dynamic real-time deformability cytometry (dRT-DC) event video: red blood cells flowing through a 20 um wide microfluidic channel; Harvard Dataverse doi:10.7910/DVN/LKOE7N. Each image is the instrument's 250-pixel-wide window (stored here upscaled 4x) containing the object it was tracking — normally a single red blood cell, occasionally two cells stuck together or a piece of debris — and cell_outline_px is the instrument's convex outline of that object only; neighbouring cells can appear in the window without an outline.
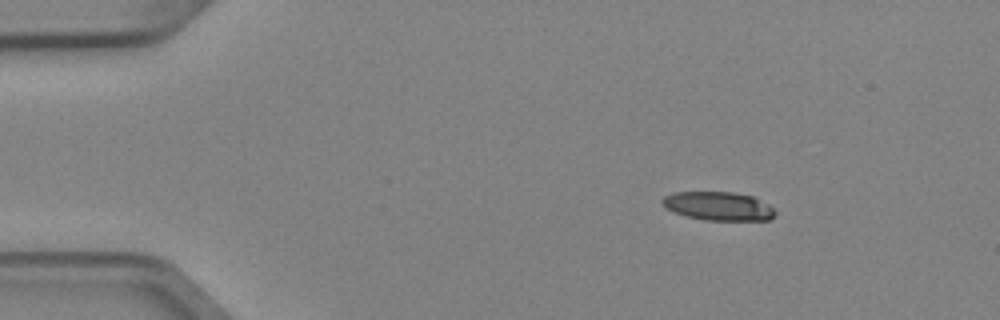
{"species": "Egyptian fruit bat (a non-hibernating species)", "species_latin": "Rousettus aegyptiacus", "temperature_condition": "cold", "stored_images_in_passage": 4, "camera_frame_rate_fps": 3000, "um_per_image_px": 0.085, "animal": {"sex": "female"}, "frame": {"image": 1, "passage_image": 1, "time_ms": 0.0, "image_size_px": [1000, 320], "cell_outline_px": [[776, 216], [772, 220], [704, 220], [688, 216], [676, 212], [660, 204], [660, 200], [664, 196], [672, 192], [732, 192], [756, 196], [768, 204], [776, 212]], "centroid_in_image_um": [61.1, 17.51], "position_along_channel_um": 23.9, "area_um2": 19.02}}